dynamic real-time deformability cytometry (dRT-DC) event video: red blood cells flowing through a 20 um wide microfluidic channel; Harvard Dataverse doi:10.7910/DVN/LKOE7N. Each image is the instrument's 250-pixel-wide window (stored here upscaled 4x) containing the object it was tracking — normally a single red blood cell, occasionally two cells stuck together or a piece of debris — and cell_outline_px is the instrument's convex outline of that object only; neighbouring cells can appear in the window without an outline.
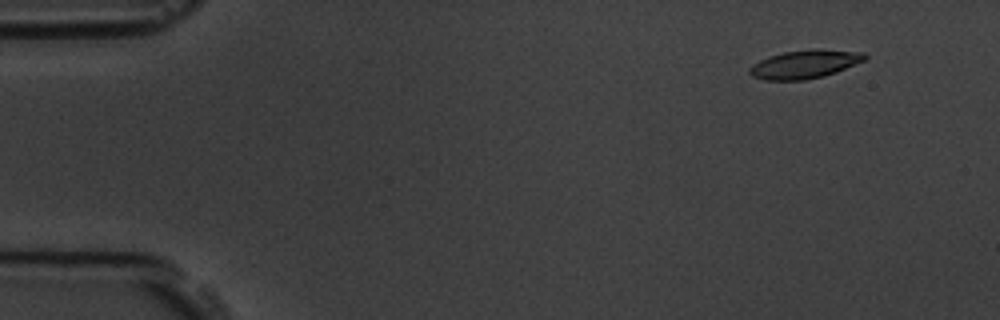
{"species": "common noctule bat (a hibernating species)", "species_latin": "Nyctalus noctula", "temperature_condition": "room temperature", "stored_images_in_passage": 6, "camera_frame_rate_fps": 3000, "um_per_image_px": 0.085, "animal": {"sex": "male", "body_mass_g": 19.5, "forearm_length_mm": 54.6}, "frame": {"image": 1, "passage_image": 2, "time_ms": 1.333, "image_size_px": [1000, 320], "cell_outline_px": [[868, 56], [864, 60], [836, 72], [824, 76], [804, 80], [764, 80], [752, 76], [748, 72], [748, 68], [752, 64], [768, 56], [784, 52], [816, 48], [864, 52]], "centroid_in_image_um": [68.38, 5.45], "position_along_channel_um": 16.6, "area_um2": 19.19}}
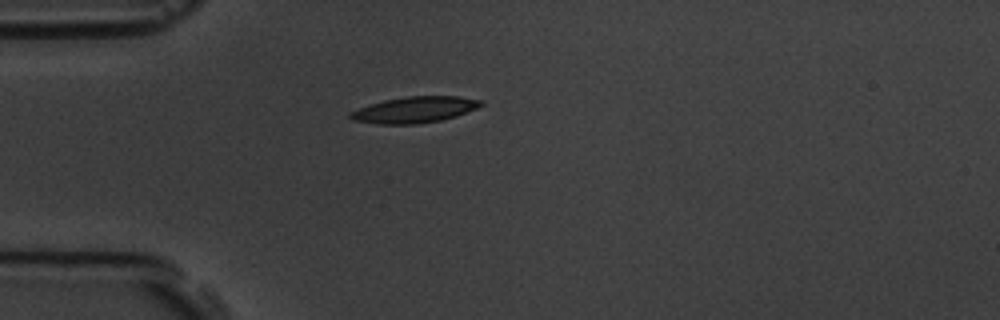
{"frame": {"image": 2, "passage_image": 5, "time_ms": 4.667, "image_size_px": [1000, 320], "cell_outline_px": [[484, 104], [476, 108], [456, 116], [440, 120], [416, 124], [380, 124], [352, 120], [348, 116], [348, 112], [384, 100], [408, 96], [460, 96], [484, 100]], "centroid_in_image_um": [35.26, 9.32], "position_along_channel_um": 49.7, "area_um2": 19.83}}